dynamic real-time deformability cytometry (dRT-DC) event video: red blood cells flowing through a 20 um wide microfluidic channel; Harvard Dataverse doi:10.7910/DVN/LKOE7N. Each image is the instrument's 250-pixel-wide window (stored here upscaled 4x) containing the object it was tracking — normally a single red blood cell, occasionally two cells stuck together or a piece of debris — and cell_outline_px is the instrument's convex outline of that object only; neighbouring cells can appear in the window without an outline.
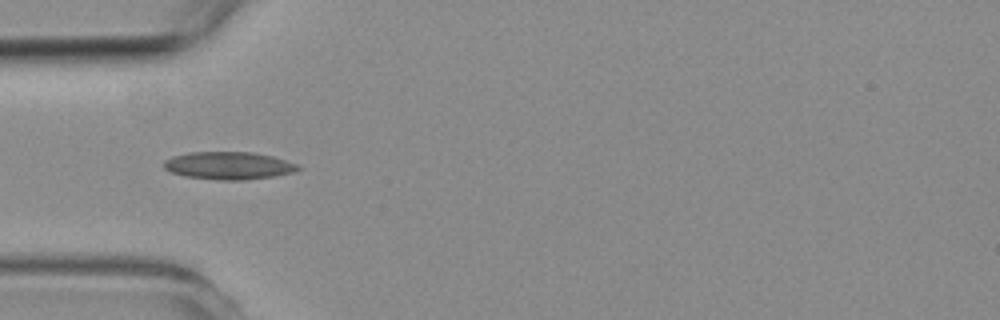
{"species": "common noctule bat (a hibernating species)", "species_latin": "Nyctalus noctula", "temperature_condition": "room temperature", "stored_images_in_passage": 3, "camera_frame_rate_fps": 3000, "um_per_image_px": 0.085, "animal": {"sex": "female", "body_mass_g": 19.3, "forearm_length_mm": 54.1}, "frame": {"image": 1, "passage_image": 3, "time_ms": 2.333, "image_size_px": [1000, 320], "cell_outline_px": [[300, 168], [292, 172], [272, 176], [244, 180], [220, 180], [184, 176], [172, 172], [164, 168], [164, 160], [172, 156], [188, 152], [252, 152], [272, 156], [296, 164]], "centroid_in_image_um": [19.38, 14.07], "position_along_channel_um": 65.6, "area_um2": 21.39}}